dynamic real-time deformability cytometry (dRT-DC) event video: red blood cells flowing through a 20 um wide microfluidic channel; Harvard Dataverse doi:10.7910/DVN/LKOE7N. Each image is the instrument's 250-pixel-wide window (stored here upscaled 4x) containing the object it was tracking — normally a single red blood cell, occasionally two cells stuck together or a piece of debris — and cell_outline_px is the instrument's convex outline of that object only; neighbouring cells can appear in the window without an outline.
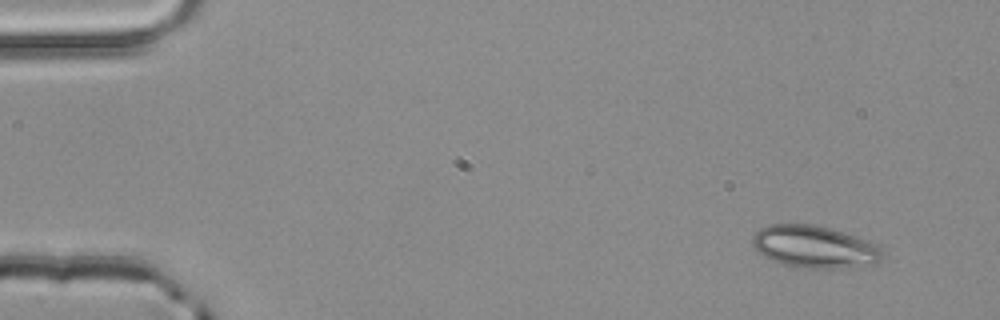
{"species": "common noctule bat (a hibernating species)", "species_latin": "Nyctalus noctula", "temperature_condition": "room temperature", "stored_images_in_passage": 3, "camera_frame_rate_fps": 3000, "um_per_image_px": 0.085, "animal": {"sex": "male", "body_mass_g": 20.4}, "frame": {"image": 1, "passage_image": 1, "time_ms": 0.0, "image_size_px": [1000, 320], "cell_outline_px": [[884, 256], [876, 264], [836, 268], [812, 268], [780, 264], [764, 256], [752, 244], [752, 236], [760, 228], [768, 224], [812, 224], [828, 228], [868, 240], [876, 244], [880, 248]], "centroid_in_image_um": [69.23, 20.97], "position_along_channel_um": 15.8, "area_um2": 31.79}}